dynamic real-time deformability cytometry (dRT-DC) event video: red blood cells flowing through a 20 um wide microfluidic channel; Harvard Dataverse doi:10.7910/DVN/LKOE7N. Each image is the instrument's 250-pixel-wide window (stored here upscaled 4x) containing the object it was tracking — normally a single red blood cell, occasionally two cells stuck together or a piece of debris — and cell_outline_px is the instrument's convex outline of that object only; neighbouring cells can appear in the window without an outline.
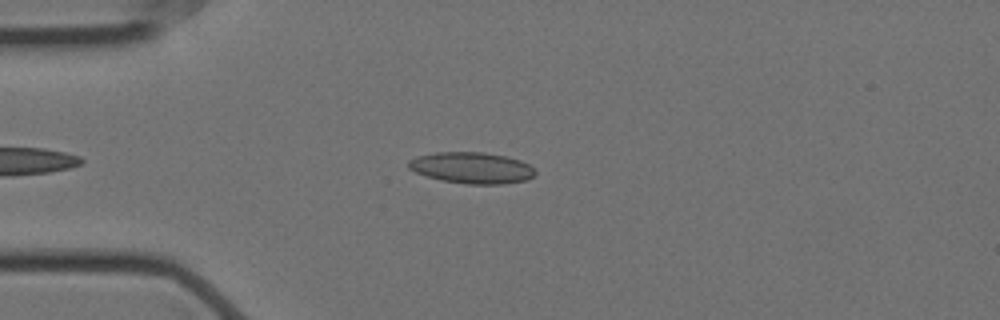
{"species": "Egyptian fruit bat (a non-hibernating species)", "species_latin": "Rousettus aegyptiacus", "temperature_condition": "cold", "stored_images_in_passage": 49, "camera_frame_rate_fps": 3000, "um_per_image_px": 0.085, "animal": {"sex": "female"}, "frame": {"image": 1, "passage_image": 10, "time_ms": 3.0, "image_size_px": [1000, 320], "cell_outline_px": [[536, 172], [528, 180], [504, 184], [464, 184], [440, 180], [416, 172], [408, 168], [408, 160], [416, 156], [436, 152], [484, 152], [504, 156], [520, 160], [528, 164]], "centroid_in_image_um": [40.08, 14.27], "position_along_channel_um": 44.9, "area_um2": 23.12}}
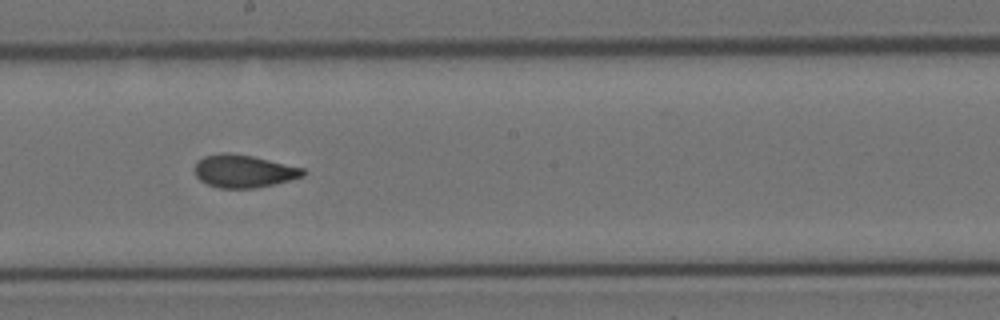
{"frame": {"image": 2, "passage_image": 27, "time_ms": 8.667, "image_size_px": [1000, 320], "cell_outline_px": [[308, 172], [304, 176], [256, 188], [220, 188], [208, 184], [200, 180], [196, 176], [192, 168], [196, 160], [204, 156], [220, 152], [228, 152], [252, 156], [304, 168]], "centroid_in_image_um": [20.67, 14.53], "position_along_channel_um": 227.5, "area_um2": 20.87}}
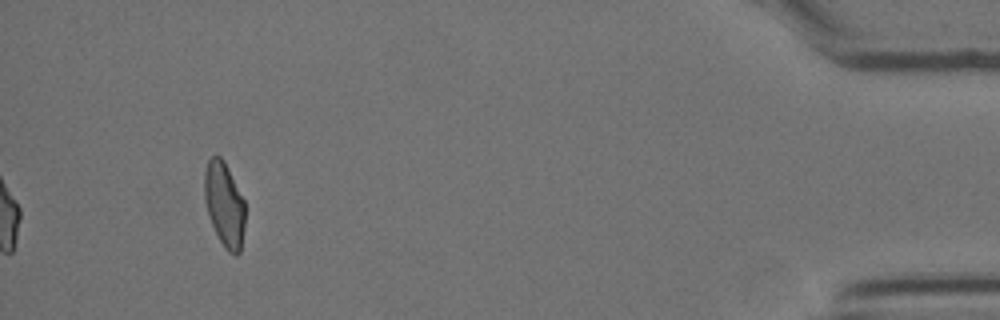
{"frame": {"image": 3, "passage_image": 49, "time_ms": 16.0, "image_size_px": [1000, 320], "cell_outline_px": [[244, 224], [240, 252], [236, 256], [228, 252], [224, 248], [208, 216], [204, 200], [204, 172], [208, 160], [212, 156], [220, 156], [224, 160], [244, 200]], "centroid_in_image_um": [19.05, 17.37], "position_along_channel_um": 416.1, "area_um2": 20.0}, "authors_computed_cell_mechanics": {"area_um2": 20.8658, "velocity_mm_per_s": 3.5268, "shape_relaxation_time_tau1_ms": null, "shape_relaxation_time_tau2_ms": 1.6283, "deformation_change_tau1": null, "deformation_change_tau2": 0.0772}}